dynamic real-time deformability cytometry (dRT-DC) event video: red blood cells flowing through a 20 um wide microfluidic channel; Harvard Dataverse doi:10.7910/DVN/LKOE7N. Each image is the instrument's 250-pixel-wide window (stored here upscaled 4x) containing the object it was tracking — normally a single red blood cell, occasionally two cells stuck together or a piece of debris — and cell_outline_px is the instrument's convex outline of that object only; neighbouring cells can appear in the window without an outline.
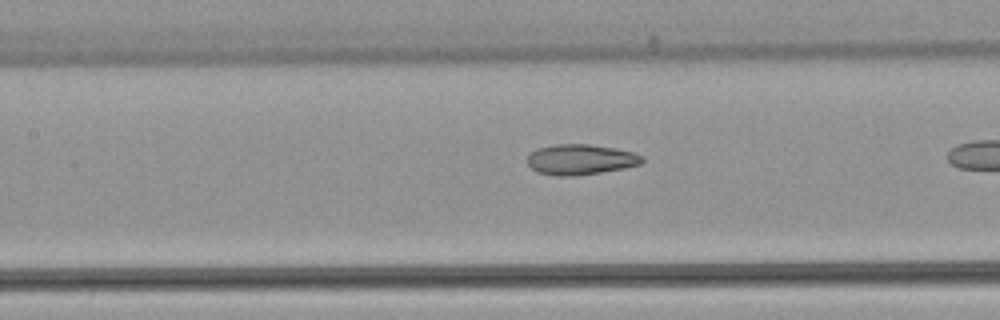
{"species": "common noctule bat (a hibernating species)", "species_latin": "Nyctalus noctula", "temperature_condition": "warm", "stored_images_in_passage": 21, "camera_frame_rate_fps": 3000, "um_per_image_px": 0.085, "animal": {"sex": "female", "body_mass_g": 22.7, "forearm_length_mm": 54.2}, "frame": {"image": 1, "passage_image": 12, "time_ms": 3.667, "image_size_px": [1000, 320], "cell_outline_px": [[644, 160], [640, 164], [624, 168], [576, 176], [556, 176], [536, 172], [528, 164], [528, 156], [536, 148], [556, 144], [588, 144], [612, 148], [632, 152], [644, 156]], "centroid_in_image_um": [49.33, 13.56], "position_along_channel_um": 158.1, "area_um2": 20.29}}
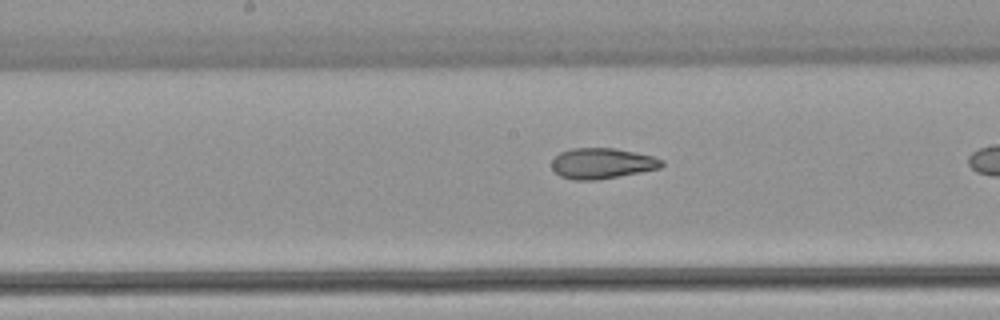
{"frame": {"image": 2, "passage_image": 15, "time_ms": 4.667, "image_size_px": [1000, 320], "cell_outline_px": [[664, 164], [660, 168], [640, 172], [596, 180], [572, 180], [560, 176], [552, 168], [552, 160], [560, 152], [572, 148], [616, 148], [652, 156], [664, 160]], "centroid_in_image_um": [51.17, 13.88], "position_along_channel_um": 197.0, "area_um2": 19.59}}
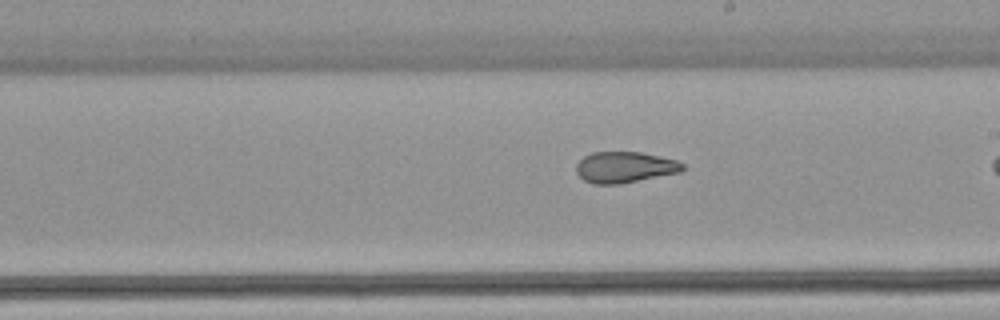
{"frame": {"image": 3, "passage_image": 18, "time_ms": 5.667, "image_size_px": [1000, 320], "cell_outline_px": [[684, 168], [680, 172], [620, 184], [592, 184], [584, 180], [576, 172], [576, 164], [584, 156], [592, 152], [640, 152], [660, 156], [676, 160], [684, 164]], "centroid_in_image_um": [53.09, 14.21], "position_along_channel_um": 235.9, "area_um2": 19.25}}